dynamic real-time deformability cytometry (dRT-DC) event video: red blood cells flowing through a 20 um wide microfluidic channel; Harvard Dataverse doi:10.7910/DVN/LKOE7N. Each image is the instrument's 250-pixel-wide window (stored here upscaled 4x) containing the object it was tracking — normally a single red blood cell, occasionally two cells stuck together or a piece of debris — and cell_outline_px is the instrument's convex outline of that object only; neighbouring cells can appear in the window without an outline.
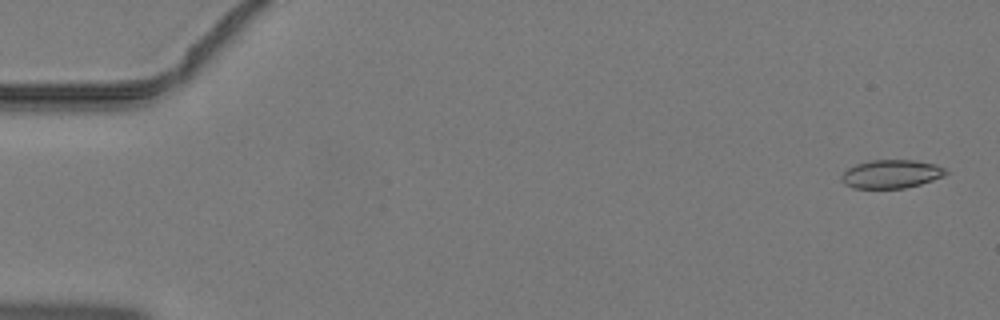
{"species": "common noctule bat (a hibernating species)", "species_latin": "Nyctalus noctula", "temperature_condition": "warm", "stored_images_in_passage": 43, "camera_frame_rate_fps": 3000, "um_per_image_px": 0.085, "animal": {"sex": "male", "body_mass_g": 19.2, "forearm_length_mm": 51.8}, "frame": {"image": 1, "passage_image": 2, "time_ms": 0.333, "image_size_px": [1000, 320], "cell_outline_px": [[948, 172], [944, 176], [920, 184], [904, 188], [852, 188], [844, 184], [840, 180], [840, 176], [848, 168], [856, 164], [872, 160], [912, 160], [936, 164], [944, 168]], "centroid_in_image_um": [75.73, 14.79], "position_along_channel_um": 9.3, "area_um2": 17.28}}
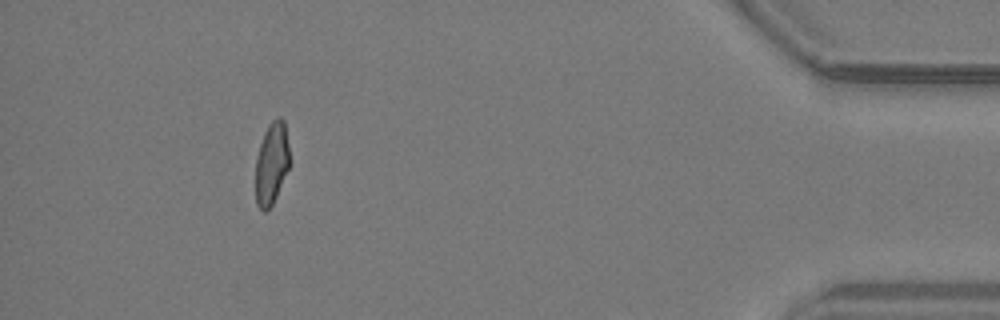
{"frame": {"image": 2, "passage_image": 42, "time_ms": 13.667, "image_size_px": [1000, 320], "cell_outline_px": [[288, 168], [276, 196], [272, 204], [264, 212], [256, 204], [256, 156], [264, 132], [268, 124], [276, 116], [280, 116], [284, 120], [288, 144]], "centroid_in_image_um": [23.07, 13.84], "position_along_channel_um": 412.1, "area_um2": 16.07}}